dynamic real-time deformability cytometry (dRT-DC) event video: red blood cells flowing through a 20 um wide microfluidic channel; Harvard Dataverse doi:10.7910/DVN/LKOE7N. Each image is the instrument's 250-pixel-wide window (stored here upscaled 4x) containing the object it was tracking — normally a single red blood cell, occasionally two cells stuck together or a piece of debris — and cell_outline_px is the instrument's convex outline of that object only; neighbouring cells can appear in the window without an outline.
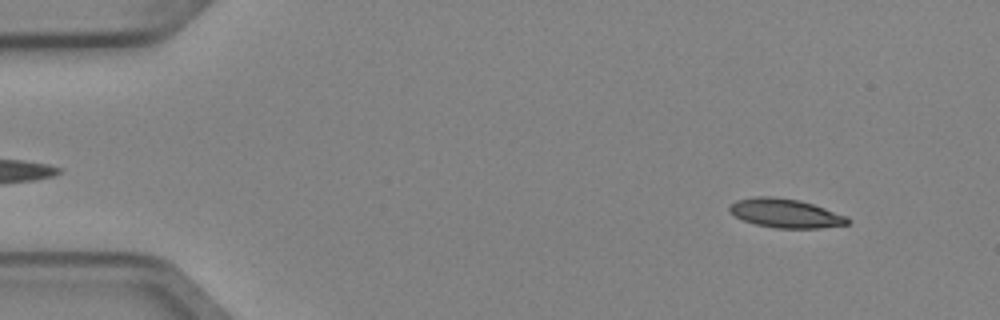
{"species": "Egyptian fruit bat (a non-hibernating species)", "species_latin": "Rousettus aegyptiacus", "temperature_condition": "cold", "stored_images_in_passage": 5, "segment_of_instrument_passage": [2, 2], "camera_frame_rate_fps": 3000, "um_per_image_px": 0.085, "animal": {"sex": "female"}, "frame": {"image": 1, "passage_image": 5, "time_ms": 1.333, "image_size_px": [1000, 320], "cell_outline_px": [[852, 220], [848, 224], [820, 228], [776, 228], [756, 224], [744, 220], [736, 216], [728, 208], [736, 200], [756, 196], [772, 196], [800, 200], [848, 216]], "centroid_in_image_um": [66.81, 18.12], "position_along_channel_um": 18.2, "area_um2": 19.83}}